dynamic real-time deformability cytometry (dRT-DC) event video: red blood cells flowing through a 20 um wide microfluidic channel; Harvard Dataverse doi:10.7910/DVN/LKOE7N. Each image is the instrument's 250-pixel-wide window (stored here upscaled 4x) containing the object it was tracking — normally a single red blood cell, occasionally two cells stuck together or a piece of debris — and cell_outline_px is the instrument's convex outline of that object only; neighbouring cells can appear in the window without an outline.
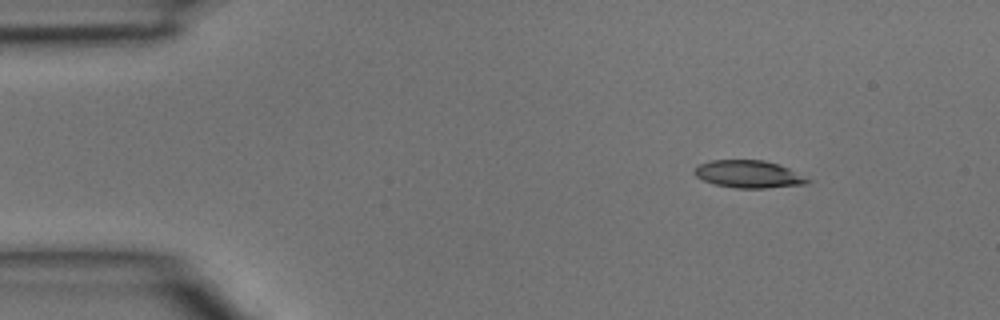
{"species": "common noctule bat (a hibernating species)", "species_latin": "Nyctalus noctula", "temperature_condition": "room temperature", "stored_images_in_passage": 2, "camera_frame_rate_fps": 3000, "um_per_image_px": 0.085, "animal": {"sex": "male", "body_mass_g": 15.6}, "frame": {"image": 1, "passage_image": 1, "time_ms": 0.0, "image_size_px": [1000, 320], "cell_outline_px": [[812, 180], [804, 184], [764, 188], [736, 188], [712, 184], [696, 176], [692, 172], [700, 164], [708, 160], [764, 160], [780, 164]], "centroid_in_image_um": [63.61, 14.8], "position_along_channel_um": 21.4, "area_um2": 18.09}}